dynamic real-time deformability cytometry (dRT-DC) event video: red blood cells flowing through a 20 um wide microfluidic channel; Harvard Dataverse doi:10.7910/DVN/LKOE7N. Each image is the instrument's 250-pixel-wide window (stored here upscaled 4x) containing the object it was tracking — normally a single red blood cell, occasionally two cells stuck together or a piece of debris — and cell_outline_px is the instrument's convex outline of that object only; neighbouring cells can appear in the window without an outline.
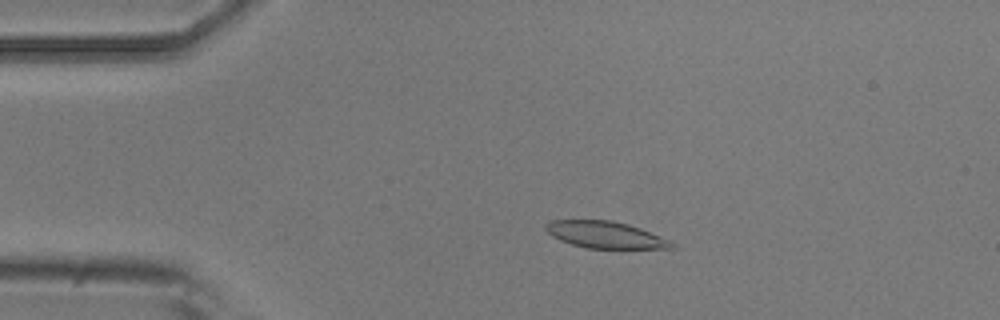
{"species": "common noctule bat (a hibernating species)", "species_latin": "Nyctalus noctula", "temperature_condition": "room temperature", "stored_images_in_passage": 51, "camera_frame_rate_fps": 3000, "um_per_image_px": 0.085, "animal": {"sex": "male", "body_mass_g": 20.5, "forearm_length_mm": 52.5}, "frame": {"image": 1, "passage_image": 10, "time_ms": 3.0, "image_size_px": [1000, 320], "cell_outline_px": [[676, 248], [584, 248], [560, 240], [552, 236], [544, 228], [544, 224], [552, 220], [612, 220], [628, 224], [640, 228], [660, 236], [668, 240]], "centroid_in_image_um": [51.4, 19.95], "position_along_channel_um": 33.6, "area_um2": 19.48}}
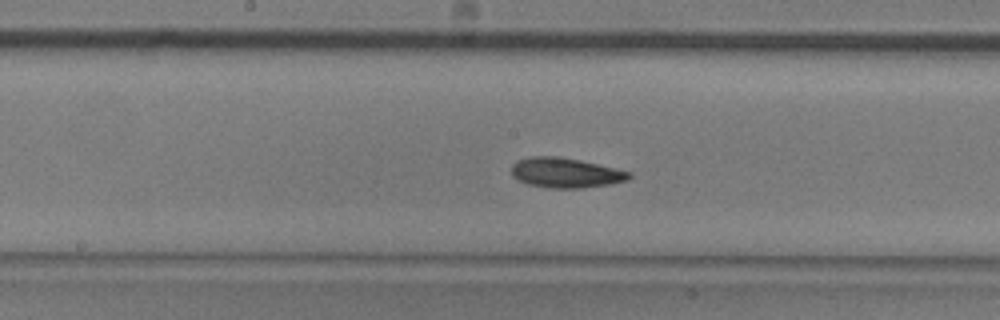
{"frame": {"image": 2, "passage_image": 26, "time_ms": 8.333, "image_size_px": [1000, 320], "cell_outline_px": [[632, 176], [628, 180], [608, 184], [584, 188], [548, 188], [528, 184], [512, 176], [512, 164], [516, 160], [532, 156], [556, 156], [596, 164], [632, 172]], "centroid_in_image_um": [48.06, 14.69], "position_along_channel_um": 200.1, "area_um2": 20.35}}
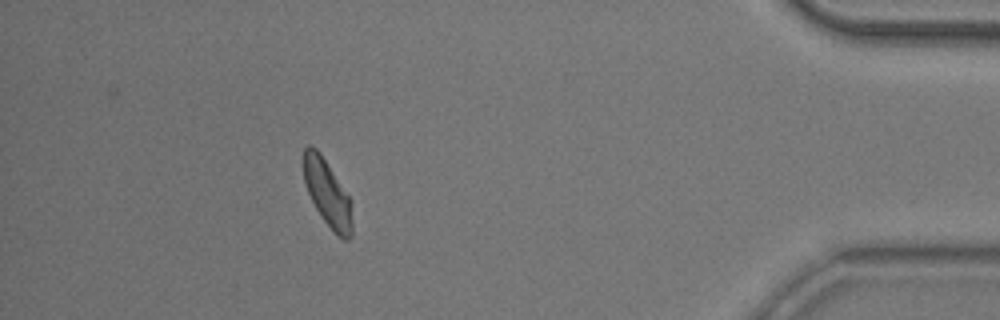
{"frame": {"image": 3, "passage_image": 46, "time_ms": 15.0, "image_size_px": [1000, 320], "cell_outline_px": [[352, 236], [348, 240], [344, 240], [324, 220], [316, 208], [308, 192], [304, 180], [304, 148], [308, 144], [316, 148], [320, 152], [348, 196], [352, 224]], "centroid_in_image_um": [27.81, 16.4], "position_along_channel_um": 407.4, "area_um2": 18.09}, "authors_computed_cell_mechanics": {"area_um2": 19.8254, "velocity_mm_per_s": 3.8965, "shape_relaxation_time_tau1_ms": 3.6338, "shape_relaxation_time_tau2_ms": 2.3395, "deformation_change_tau1": 0.1326, "deformation_change_tau2": 0.0858}}